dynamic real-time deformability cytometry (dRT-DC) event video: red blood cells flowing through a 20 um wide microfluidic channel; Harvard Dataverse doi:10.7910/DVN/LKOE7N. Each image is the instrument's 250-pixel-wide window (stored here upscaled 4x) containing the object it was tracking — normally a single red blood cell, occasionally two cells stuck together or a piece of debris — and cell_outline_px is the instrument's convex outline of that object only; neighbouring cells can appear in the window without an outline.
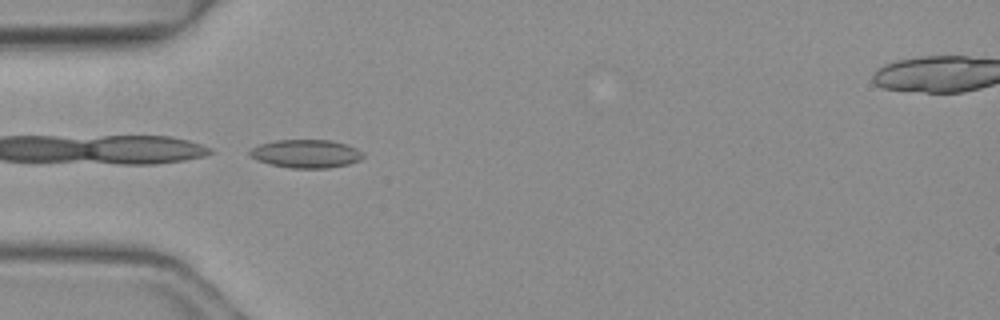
{"species": "common noctule bat (a hibernating species)", "species_latin": "Nyctalus noctula", "temperature_condition": "warm", "stored_images_in_passage": 4, "segment_of_instrument_passage": [1, 2], "camera_frame_rate_fps": 3000, "um_per_image_px": 0.085, "animal": {"sex": "female", "body_mass_g": 19.3, "forearm_length_mm": 54.1}, "frame": {"image": 1, "passage_image": 3, "time_ms": 0.667, "image_size_px": [1000, 320], "cell_outline_px": [[364, 156], [360, 160], [348, 164], [328, 168], [288, 168], [268, 164], [256, 160], [248, 152], [252, 148], [260, 144], [276, 140], [332, 140], [348, 144], [364, 152]], "centroid_in_image_um": [26.03, 13.07], "position_along_channel_um": 59.0, "area_um2": 18.84}}